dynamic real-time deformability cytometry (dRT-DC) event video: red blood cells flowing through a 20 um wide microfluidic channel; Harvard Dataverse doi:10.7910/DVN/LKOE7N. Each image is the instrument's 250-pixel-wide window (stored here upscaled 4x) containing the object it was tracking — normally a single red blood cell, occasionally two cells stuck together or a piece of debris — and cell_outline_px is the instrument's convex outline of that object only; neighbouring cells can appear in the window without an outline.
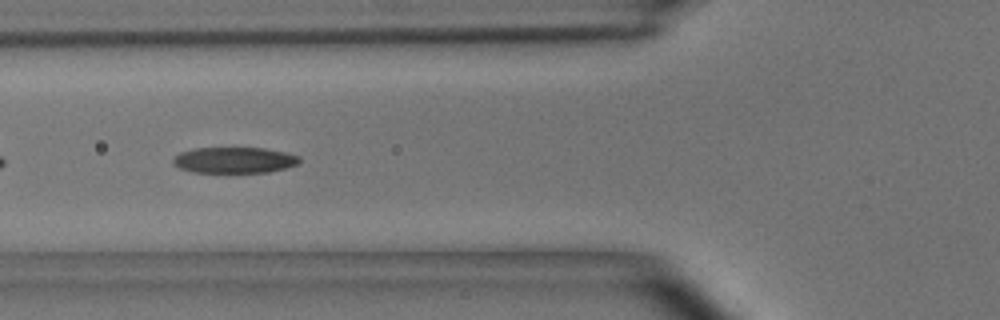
{"species": "common noctule bat (a hibernating species)", "species_latin": "Nyctalus noctula", "temperature_condition": "room temperature", "stored_images_in_passage": 19, "camera_frame_rate_fps": 3000, "um_per_image_px": 0.085, "animal": {"sex": "male", "body_mass_g": 15.6}, "frame": {"image": 1, "passage_image": 6, "time_ms": 1.667, "image_size_px": [1000, 320], "cell_outline_px": [[300, 160], [296, 164], [284, 168], [268, 172], [192, 172], [180, 168], [172, 164], [172, 160], [180, 152], [196, 148], [264, 148], [284, 152], [300, 156]], "centroid_in_image_um": [19.89, 13.61], "position_along_channel_um": 105.9, "area_um2": 18.96}}